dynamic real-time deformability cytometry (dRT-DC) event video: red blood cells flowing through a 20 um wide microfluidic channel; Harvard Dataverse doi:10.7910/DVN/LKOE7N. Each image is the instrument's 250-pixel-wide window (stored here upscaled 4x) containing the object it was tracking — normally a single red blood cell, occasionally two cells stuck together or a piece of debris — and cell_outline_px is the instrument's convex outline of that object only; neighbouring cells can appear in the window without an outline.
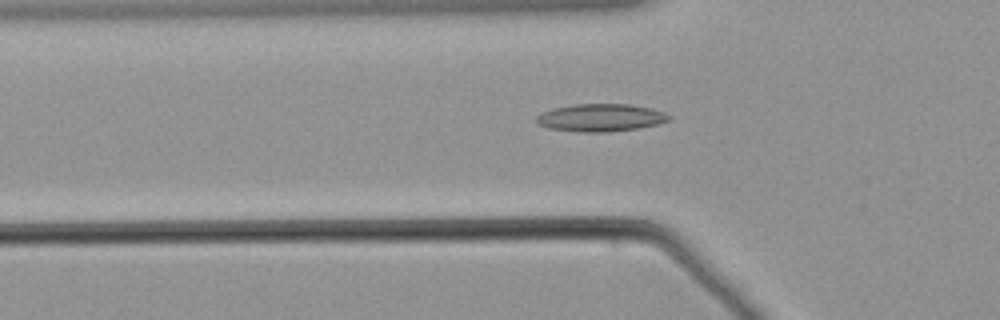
{"species": "common noctule bat (a hibernating species)", "species_latin": "Nyctalus noctula", "temperature_condition": "warm", "stored_images_in_passage": 42, "camera_frame_rate_fps": 3000, "um_per_image_px": 0.085, "animal": {"sex": "male", "body_mass_g": 21.5, "forearm_length_mm": 52.0}, "frame": {"image": 1, "passage_image": 5, "time_ms": 1.333, "image_size_px": [1000, 320], "cell_outline_px": [[672, 116], [668, 120], [656, 124], [636, 128], [608, 132], [580, 132], [548, 128], [536, 124], [536, 116], [540, 112], [552, 108], [572, 104], [628, 104], [648, 108], [664, 112]], "centroid_in_image_um": [50.97, 10.0], "position_along_channel_um": 74.8, "area_um2": 21.33}}
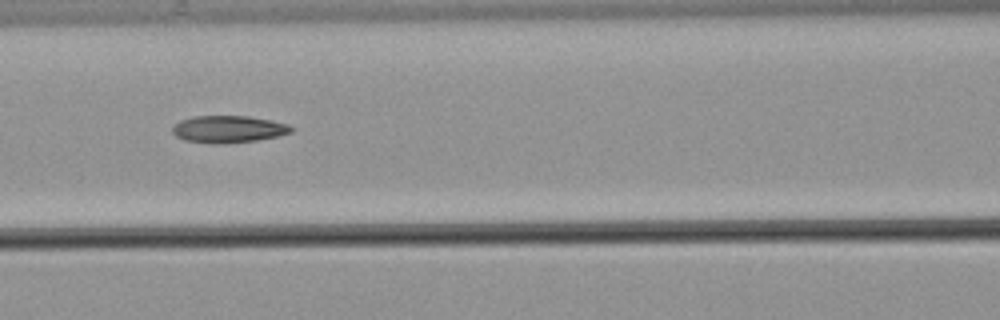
{"frame": {"image": 2, "passage_image": 11, "time_ms": 3.333, "image_size_px": [1000, 320], "cell_outline_px": [[292, 132], [276, 136], [256, 140], [216, 144], [208, 144], [184, 140], [176, 136], [172, 132], [172, 128], [180, 120], [192, 116], [248, 116], [288, 124], [292, 128]], "centroid_in_image_um": [19.35, 10.98], "position_along_channel_um": 147.2, "area_um2": 18.61}}
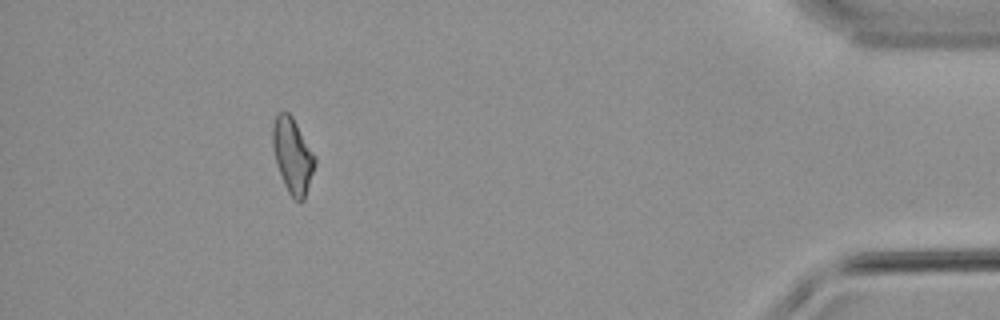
{"frame": {"image": 3, "passage_image": 38, "time_ms": 12.333, "image_size_px": [1000, 320], "cell_outline_px": [[316, 164], [304, 200], [300, 204], [288, 192], [284, 184], [276, 164], [272, 144], [272, 128], [276, 116], [280, 112], [288, 112], [292, 116], [316, 156]], "centroid_in_image_um": [24.88, 13.25], "position_along_channel_um": 410.3, "area_um2": 18.55}}